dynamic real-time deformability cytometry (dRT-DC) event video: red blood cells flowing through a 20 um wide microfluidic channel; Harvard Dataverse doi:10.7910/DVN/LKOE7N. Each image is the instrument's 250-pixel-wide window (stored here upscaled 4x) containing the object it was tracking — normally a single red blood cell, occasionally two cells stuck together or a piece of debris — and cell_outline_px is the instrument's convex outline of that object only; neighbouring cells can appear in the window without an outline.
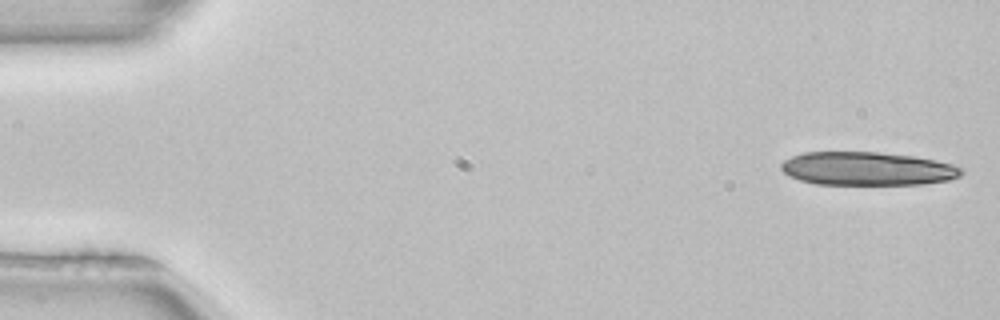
{"species": "common noctule bat (a hibernating species)", "species_latin": "Nyctalus noctula", "temperature_condition": "room temperature", "stored_images_in_passage": 4, "camera_frame_rate_fps": 3000, "um_per_image_px": 0.085, "animal": {"sex": "female", "body_mass_g": 22.7, "forearm_length_mm": 54.2}, "frame": {"image": 1, "passage_image": 1, "time_ms": 0.0, "image_size_px": [1000, 320], "cell_outline_px": [[964, 172], [960, 176], [948, 180], [920, 184], [816, 184], [800, 180], [788, 176], [780, 168], [780, 164], [784, 160], [792, 156], [804, 152], [880, 152], [916, 156], [936, 160], [952, 164], [960, 168]], "centroid_in_image_um": [73.7, 14.33], "position_along_channel_um": 11.3, "area_um2": 35.2}}